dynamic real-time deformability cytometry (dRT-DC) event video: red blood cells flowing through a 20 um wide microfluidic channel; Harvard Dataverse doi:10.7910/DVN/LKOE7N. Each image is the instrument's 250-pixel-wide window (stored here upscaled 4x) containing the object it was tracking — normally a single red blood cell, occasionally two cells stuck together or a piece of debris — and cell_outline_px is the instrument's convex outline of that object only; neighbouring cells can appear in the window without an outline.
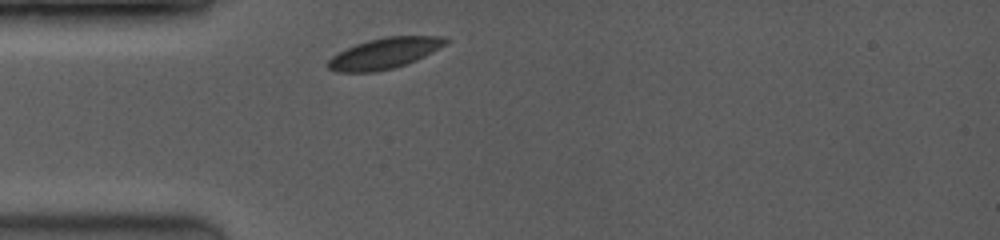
{"species": "common noctule bat (a hibernating species)", "species_latin": "Nyctalus noctula", "temperature_condition": "room temperature", "stored_images_in_passage": 1, "camera_frame_rate_fps": 3500, "um_per_image_px": 0.085, "animal": {"sex": "female", "body_mass_g": 19.0, "forearm_length_mm": 53.3}, "frame": {"image": 1, "passage_image": 1, "time_ms": 0.0, "image_size_px": [1000, 240], "cell_outline_px": [[448, 40], [444, 44], [424, 56], [416, 60], [392, 68], [376, 72], [336, 72], [328, 68], [328, 60], [332, 56], [356, 44], [368, 40], [384, 36], [444, 36]], "centroid_in_image_um": [32.65, 4.53], "position_along_channel_um": 52.4, "area_um2": 20.75}}